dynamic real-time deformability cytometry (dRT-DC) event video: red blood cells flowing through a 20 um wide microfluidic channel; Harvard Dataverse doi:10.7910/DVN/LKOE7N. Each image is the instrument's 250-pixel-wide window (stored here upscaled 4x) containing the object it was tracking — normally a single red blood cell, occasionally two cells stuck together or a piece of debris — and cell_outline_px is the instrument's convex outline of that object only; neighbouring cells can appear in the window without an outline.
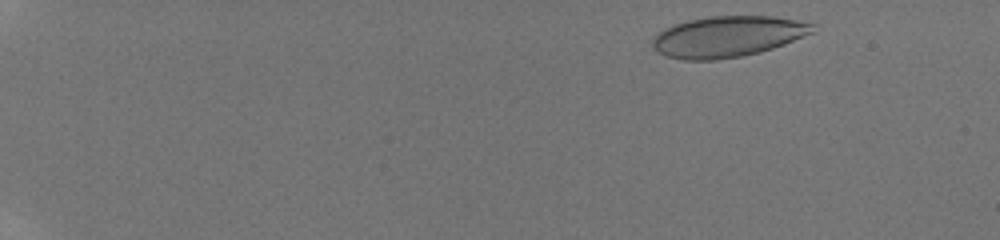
{"species": "human", "species_latin": "Homo sapiens", "temperature_condition": "room temperature", "stored_images_in_passage": 12, "camera_frame_rate_fps": 3000, "um_per_image_px": 0.085, "donor": {"sex": "male"}, "frame": {"image": 1, "passage_image": 1, "time_ms": 0.0, "image_size_px": [1000, 240], "cell_outline_px": [[816, 32], [784, 44], [772, 48], [740, 56], [716, 60], [684, 60], [668, 56], [656, 52], [652, 48], [652, 40], [664, 28], [688, 20], [708, 16], [772, 16], [796, 20], [816, 24]], "centroid_in_image_um": [61.87, 3.1], "position_along_channel_um": 23.1, "area_um2": 38.15}}
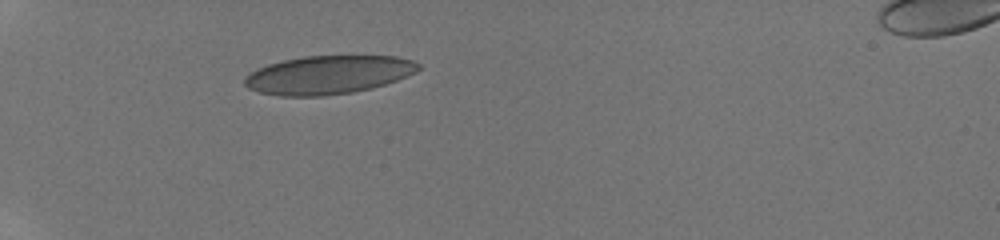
{"frame": {"image": 2, "passage_image": 8, "time_ms": 4.0, "image_size_px": [1000, 240], "cell_outline_px": [[420, 68], [416, 72], [396, 80], [372, 88], [352, 92], [320, 96], [280, 96], [260, 92], [248, 88], [244, 84], [244, 76], [256, 68], [268, 64], [284, 60], [304, 56], [396, 56], [412, 60], [420, 64]], "centroid_in_image_um": [27.88, 6.36], "position_along_channel_um": 57.1, "area_um2": 38.9}}
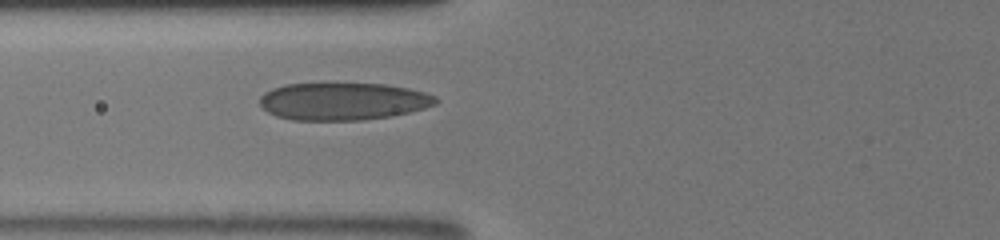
{"frame": {"image": 3, "passage_image": 12, "time_ms": 5.667, "image_size_px": [1000, 240], "cell_outline_px": [[440, 100], [436, 104], [424, 108], [392, 116], [360, 120], [292, 120], [276, 116], [268, 112], [260, 104], [260, 96], [264, 92], [272, 88], [284, 84], [384, 84], [408, 88], [424, 92], [436, 96]], "centroid_in_image_um": [29.15, 8.62], "position_along_channel_um": 96.6, "area_um2": 38.38}}